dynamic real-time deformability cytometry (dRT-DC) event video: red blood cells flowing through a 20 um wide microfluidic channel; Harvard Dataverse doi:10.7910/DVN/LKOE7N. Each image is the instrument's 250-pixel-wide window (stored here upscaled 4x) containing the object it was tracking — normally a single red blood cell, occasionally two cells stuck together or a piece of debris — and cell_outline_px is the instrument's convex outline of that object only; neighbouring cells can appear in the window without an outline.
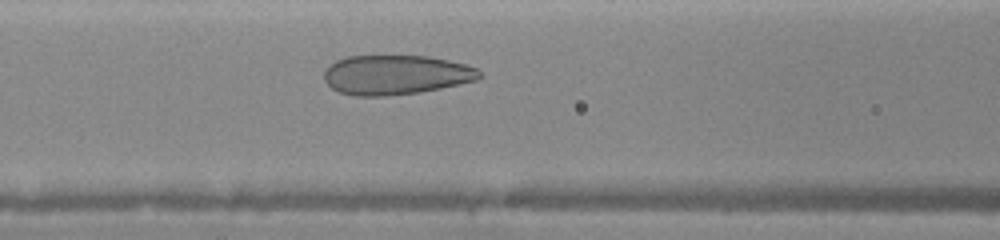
{"species": "human", "species_latin": "Homo sapiens", "temperature_condition": "warm", "stored_images_in_passage": 5, "camera_frame_rate_fps": 3000, "um_per_image_px": 0.085, "donor": {"sex": "female"}, "frame": {"image": 1, "passage_image": 5, "time_ms": 2.0, "image_size_px": [1000, 240], "cell_outline_px": [[484, 76], [476, 80], [440, 88], [420, 92], [384, 96], [352, 96], [340, 92], [332, 88], [324, 80], [324, 72], [336, 60], [348, 56], [428, 56], [468, 64], [476, 68]], "centroid_in_image_um": [33.66, 6.36], "position_along_channel_um": 132.9, "area_um2": 35.78}}